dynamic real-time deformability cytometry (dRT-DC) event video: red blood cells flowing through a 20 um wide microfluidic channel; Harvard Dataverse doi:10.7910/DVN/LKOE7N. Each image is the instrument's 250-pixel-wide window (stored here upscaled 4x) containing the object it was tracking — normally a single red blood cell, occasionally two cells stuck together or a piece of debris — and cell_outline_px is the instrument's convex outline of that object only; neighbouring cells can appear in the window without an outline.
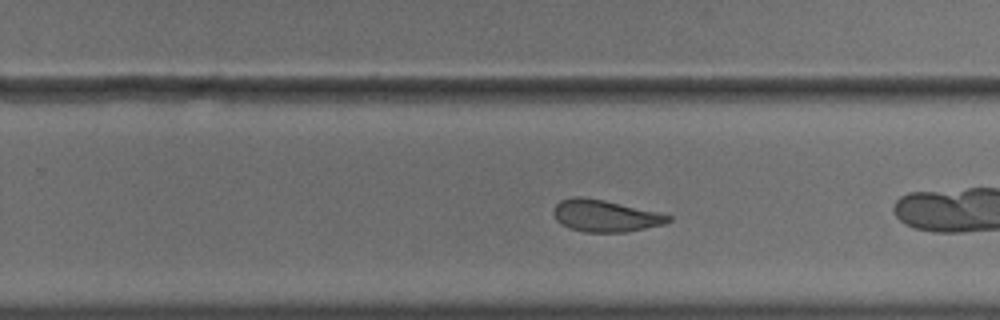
{"species": "common noctule bat (a hibernating species)", "species_latin": "Nyctalus noctula", "temperature_condition": "cold", "stored_images_in_passage": 49, "camera_frame_rate_fps": 3000, "um_per_image_px": 0.085, "animal": {"sex": "male", "body_mass_g": 18.8}, "frame": {"image": 1, "passage_image": 28, "time_ms": 9.0, "image_size_px": [1000, 320], "cell_outline_px": [[672, 220], [664, 224], [628, 232], [584, 232], [568, 228], [560, 224], [556, 220], [552, 212], [556, 204], [560, 200], [572, 196], [584, 196], [604, 200], [656, 212], [672, 216]], "centroid_in_image_um": [51.39, 18.34], "position_along_channel_um": 278.4, "area_um2": 21.44}, "authors_computed_cell_mechanics": {"area_um2": 23.6402, "velocity_mm_per_s": 3.594, "shape_relaxation_time_tau1_ms": 9.4689, "shape_relaxation_time_tau2_ms": 2.2813, "deformation_change_tau1": 0.19, "deformation_change_tau2": 0.0826}}